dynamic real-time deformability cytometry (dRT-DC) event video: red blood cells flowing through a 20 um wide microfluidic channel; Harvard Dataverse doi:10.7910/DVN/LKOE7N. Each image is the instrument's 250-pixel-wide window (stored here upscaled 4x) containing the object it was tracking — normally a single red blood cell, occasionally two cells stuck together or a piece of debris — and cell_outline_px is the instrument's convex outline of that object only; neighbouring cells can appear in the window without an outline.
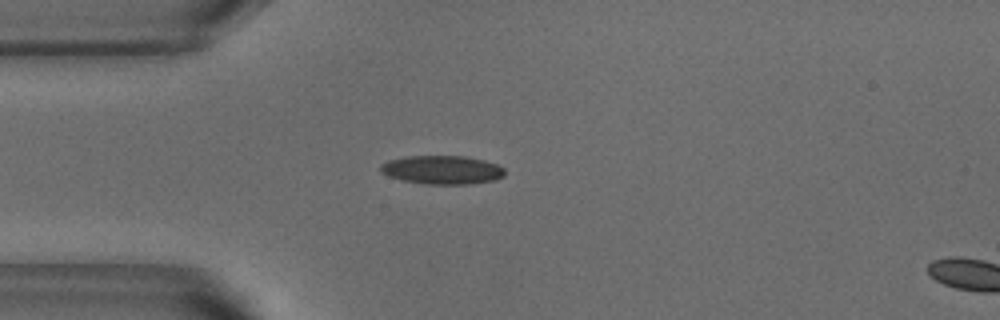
{"species": "common noctule bat (a hibernating species)", "species_latin": "Nyctalus noctula", "temperature_condition": "warm", "stored_images_in_passage": 15, "camera_frame_rate_fps": 3000, "um_per_image_px": 0.085, "animal": {"sex": "male", "body_mass_g": 18.8}, "frame": {"image": 1, "passage_image": 13, "time_ms": 4.0, "image_size_px": [1000, 320], "cell_outline_px": [[504, 176], [496, 180], [468, 184], [424, 184], [404, 180], [388, 176], [380, 172], [380, 164], [388, 160], [404, 156], [464, 156], [484, 160], [496, 164], [504, 168]], "centroid_in_image_um": [37.57, 14.43], "position_along_channel_um": 47.4, "area_um2": 20.81}}